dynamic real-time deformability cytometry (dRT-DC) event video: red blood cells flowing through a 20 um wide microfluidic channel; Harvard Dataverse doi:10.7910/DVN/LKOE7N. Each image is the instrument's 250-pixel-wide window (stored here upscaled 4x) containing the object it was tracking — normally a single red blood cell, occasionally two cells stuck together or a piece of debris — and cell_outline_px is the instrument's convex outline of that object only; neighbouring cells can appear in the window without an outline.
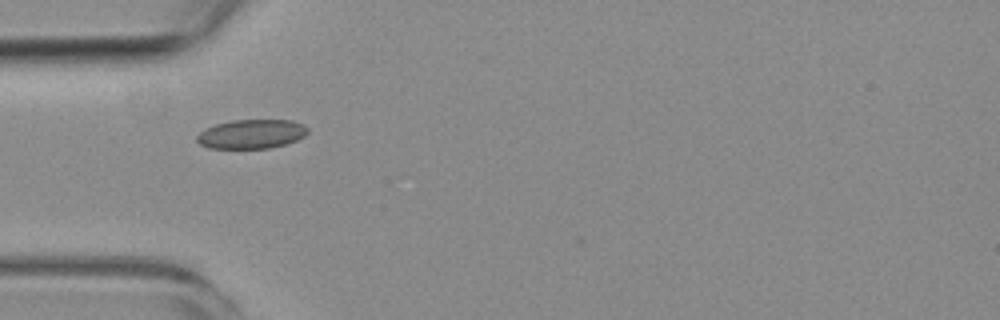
{"species": "common noctule bat (a hibernating species)", "species_latin": "Nyctalus noctula", "temperature_condition": "room temperature", "stored_images_in_passage": 5, "camera_frame_rate_fps": 3000, "um_per_image_px": 0.085, "animal": {"sex": "female", "body_mass_g": 19.3, "forearm_length_mm": 54.1}, "frame": {"image": 1, "passage_image": 1, "time_ms": 0.0, "image_size_px": [1000, 320], "cell_outline_px": [[308, 132], [304, 136], [296, 140], [284, 144], [268, 148], [208, 148], [200, 144], [196, 140], [196, 136], [204, 128], [216, 124], [232, 120], [292, 120], [304, 124], [308, 128]], "centroid_in_image_um": [21.36, 11.38], "position_along_channel_um": 63.6, "area_um2": 18.84}}
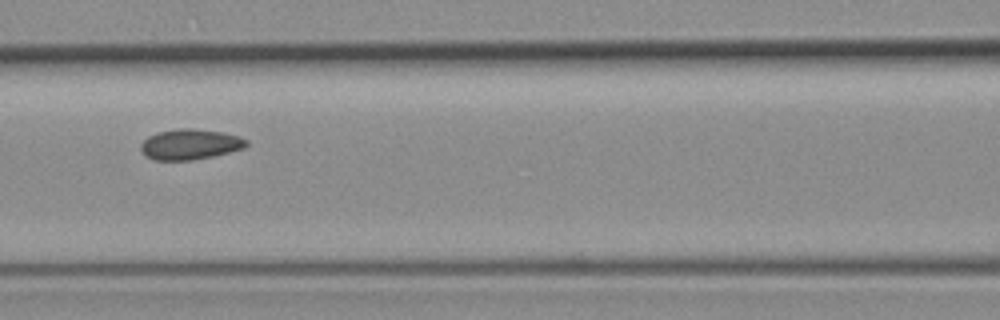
{"frame": {"image": 2, "passage_image": 3, "time_ms": 2.333, "image_size_px": [1000, 320], "cell_outline_px": [[248, 144], [244, 148], [212, 156], [192, 160], [156, 160], [144, 156], [140, 148], [140, 144], [148, 136], [156, 132], [176, 128], [192, 128], [224, 132], [240, 136], [248, 140]], "centroid_in_image_um": [16.14, 12.25], "position_along_channel_um": 150.5, "area_um2": 18.96}}
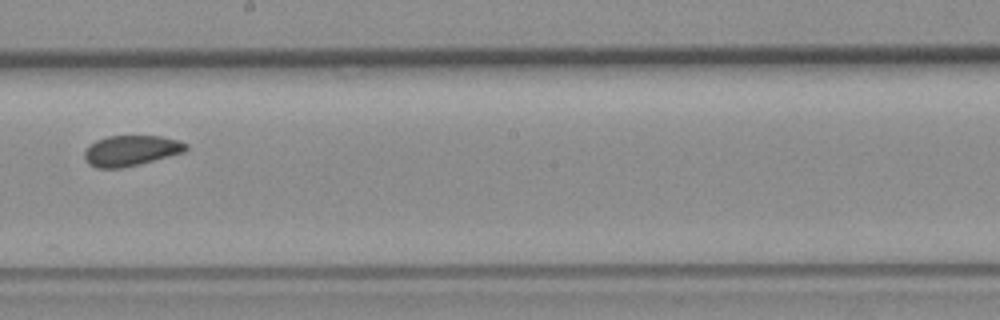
{"frame": {"image": 3, "passage_image": 5, "time_ms": 4.667, "image_size_px": [1000, 320], "cell_outline_px": [[188, 148], [184, 152], [120, 168], [96, 168], [88, 164], [84, 160], [84, 152], [96, 140], [108, 136], [160, 136], [180, 140], [188, 144]], "centroid_in_image_um": [11.13, 12.79], "position_along_channel_um": 237.1, "area_um2": 17.86}}